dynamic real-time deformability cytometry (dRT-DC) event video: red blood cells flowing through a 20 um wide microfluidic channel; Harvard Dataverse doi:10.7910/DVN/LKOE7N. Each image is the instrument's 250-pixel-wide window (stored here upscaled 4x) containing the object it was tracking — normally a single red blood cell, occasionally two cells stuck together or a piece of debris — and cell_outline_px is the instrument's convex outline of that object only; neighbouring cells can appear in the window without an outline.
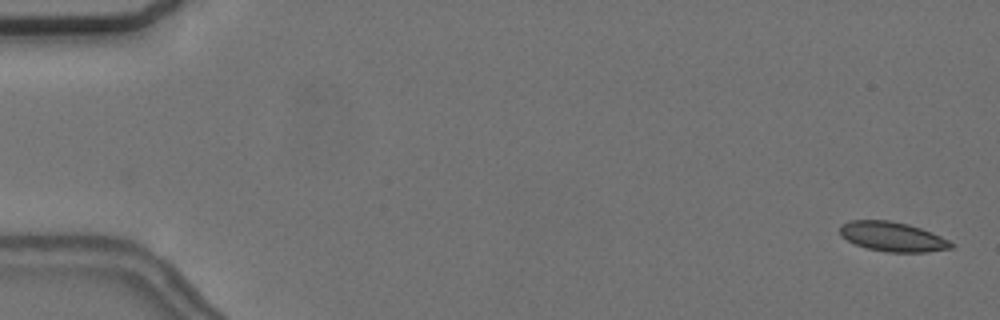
{"species": "common noctule bat (a hibernating species)", "species_latin": "Nyctalus noctula", "temperature_condition": "cold", "stored_images_in_passage": 13, "camera_frame_rate_fps": 3000, "um_per_image_px": 0.085, "animal": {"sex": "female", "body_mass_g": 24.6, "forearm_length_mm": 56.2}, "frame": {"image": 1, "passage_image": 1, "time_ms": 0.0, "image_size_px": [1000, 320], "cell_outline_px": [[956, 244], [952, 248], [928, 252], [888, 252], [868, 248], [856, 244], [840, 236], [840, 224], [848, 220], [888, 220], [908, 224], [920, 228], [940, 236]], "centroid_in_image_um": [75.86, 20.11], "position_along_channel_um": 9.1, "area_um2": 19.13}}
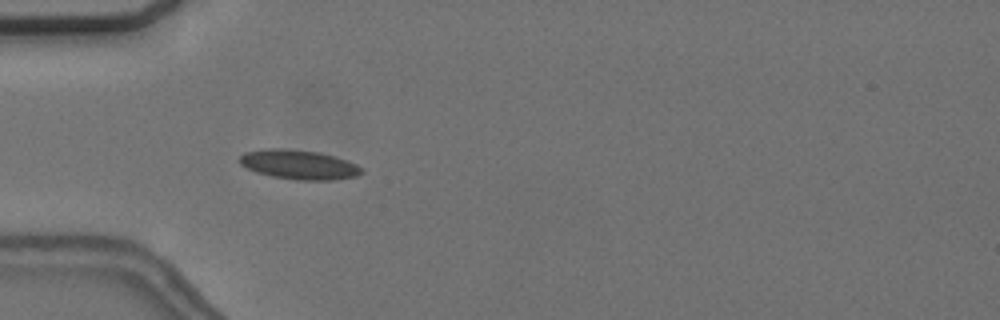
{"frame": {"image": 2, "passage_image": 3, "time_ms": 5.333, "image_size_px": [1000, 320], "cell_outline_px": [[364, 172], [356, 176], [336, 180], [296, 180], [272, 176], [256, 172], [240, 164], [240, 156], [244, 152], [268, 148], [280, 148], [320, 152], [356, 164], [364, 168]], "centroid_in_image_um": [25.42, 14.0], "position_along_channel_um": 59.6, "area_um2": 20.87}}
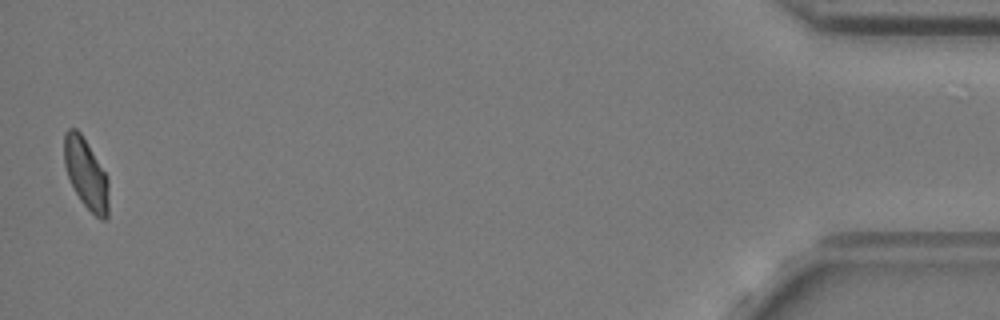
{"frame": {"image": 3, "passage_image": 13, "time_ms": 18.0, "image_size_px": [1000, 320], "cell_outline_px": [[108, 216], [104, 220], [100, 220], [80, 200], [68, 176], [64, 164], [64, 132], [68, 128], [76, 128], [80, 132], [108, 176]], "centroid_in_image_um": [7.31, 14.75], "position_along_channel_um": 427.9, "area_um2": 18.15}}